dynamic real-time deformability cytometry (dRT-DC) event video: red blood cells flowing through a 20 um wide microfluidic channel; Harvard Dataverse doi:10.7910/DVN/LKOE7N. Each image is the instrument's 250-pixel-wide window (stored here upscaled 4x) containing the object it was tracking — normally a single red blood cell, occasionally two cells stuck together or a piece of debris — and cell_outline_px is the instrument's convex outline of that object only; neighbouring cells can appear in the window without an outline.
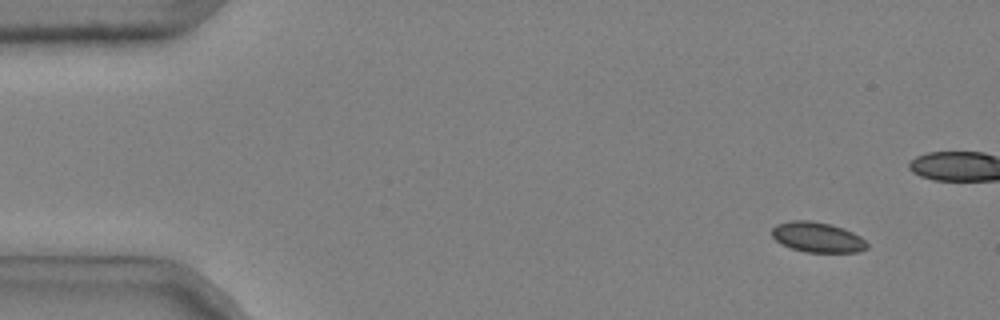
{"species": "common noctule bat (a hibernating species)", "species_latin": "Nyctalus noctula", "temperature_condition": "cold", "stored_images_in_passage": 6, "camera_frame_rate_fps": 3000, "um_per_image_px": 0.085, "animal": {"sex": "male", "body_mass_g": 20.4}, "frame": {"image": 1, "passage_image": 1, "time_ms": 0.0, "image_size_px": [1000, 320], "cell_outline_px": [[868, 248], [860, 252], [804, 252], [780, 244], [772, 236], [772, 228], [776, 224], [792, 220], [812, 220], [844, 228], [860, 236], [868, 244]], "centroid_in_image_um": [69.48, 20.16], "position_along_channel_um": 15.5, "area_um2": 16.82}}